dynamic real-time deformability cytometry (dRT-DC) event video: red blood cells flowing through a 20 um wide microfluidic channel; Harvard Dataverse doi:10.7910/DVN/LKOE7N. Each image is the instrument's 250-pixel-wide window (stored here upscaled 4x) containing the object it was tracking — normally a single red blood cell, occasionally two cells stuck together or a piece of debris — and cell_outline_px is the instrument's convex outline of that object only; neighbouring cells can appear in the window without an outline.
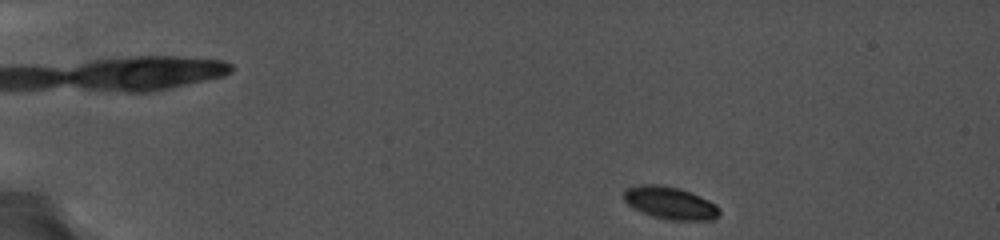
{"species": "common noctule bat (a hibernating species)", "species_latin": "Nyctalus noctula", "temperature_condition": "cold", "stored_images_in_passage": 76, "camera_frame_rate_fps": 5000, "um_per_image_px": 0.085, "animal": {"sex": "female", "body_mass_g": 19.0, "forearm_length_mm": 56.7}, "frame": {"image": 1, "passage_image": 3, "time_ms": 0.4, "image_size_px": [1000, 240], "cell_outline_px": [[720, 212], [712, 220], [672, 220], [652, 216], [628, 204], [624, 200], [624, 188], [640, 184], [660, 184], [680, 188], [700, 196], [716, 204], [720, 208]], "centroid_in_image_um": [56.96, 17.23], "position_along_channel_um": 28.0, "area_um2": 18.03}}
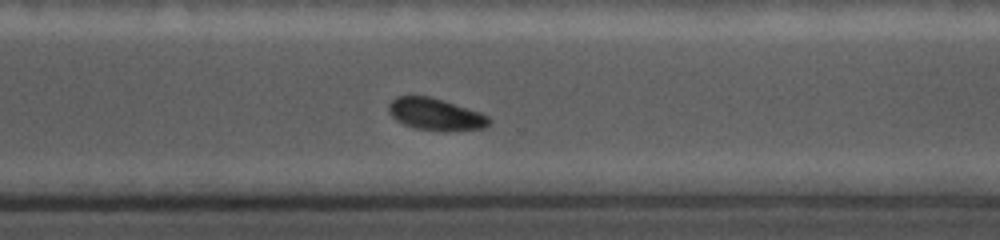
{"frame": {"image": 2, "passage_image": 59, "time_ms": 11.6, "image_size_px": [1000, 240], "cell_outline_px": [[492, 120], [484, 128], [416, 128], [404, 124], [396, 120], [392, 116], [388, 108], [388, 104], [396, 96], [428, 96], [444, 100], [480, 112], [488, 116]], "centroid_in_image_um": [36.98, 9.65], "position_along_channel_um": 333.6, "area_um2": 17.8}}
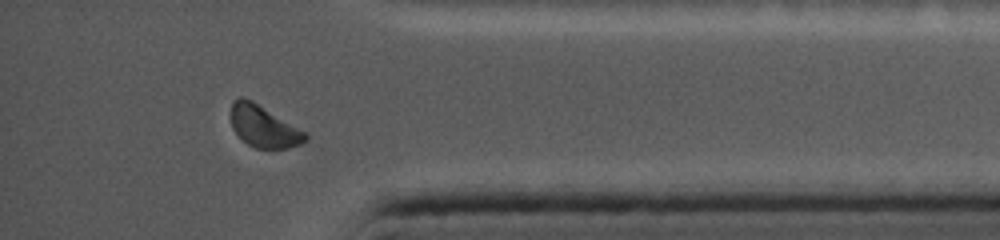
{"frame": {"image": 3, "passage_image": 70, "time_ms": 13.8, "image_size_px": [1000, 240], "cell_outline_px": [[308, 140], [300, 144], [288, 148], [256, 148], [248, 144], [232, 128], [232, 100], [240, 96], [252, 100], [304, 132], [308, 136]], "centroid_in_image_um": [22.4, 10.74], "position_along_channel_um": 412.8, "area_um2": 17.63}}